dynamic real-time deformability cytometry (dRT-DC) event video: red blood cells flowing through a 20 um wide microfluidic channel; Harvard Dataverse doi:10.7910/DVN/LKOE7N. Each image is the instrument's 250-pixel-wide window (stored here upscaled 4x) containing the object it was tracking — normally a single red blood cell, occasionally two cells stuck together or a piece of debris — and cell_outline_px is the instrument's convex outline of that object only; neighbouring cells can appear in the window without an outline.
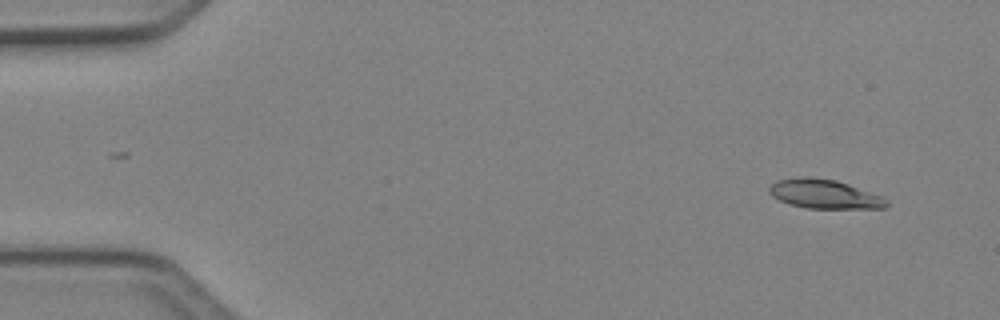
{"species": "Egyptian fruit bat (a non-hibernating species)", "species_latin": "Rousettus aegyptiacus", "temperature_condition": "cold", "stored_images_in_passage": 5, "camera_frame_rate_fps": 3000, "um_per_image_px": 0.085, "animal": {"sex": "female"}, "frame": {"image": 1, "passage_image": 1, "time_ms": 0.0, "image_size_px": [1000, 320], "cell_outline_px": [[888, 204], [884, 208], [808, 208], [788, 204], [772, 196], [768, 192], [768, 188], [776, 180], [804, 176], [808, 176], [836, 180], [884, 196], [888, 200]], "centroid_in_image_um": [70.07, 16.49], "position_along_channel_um": 14.9, "area_um2": 20.0}}
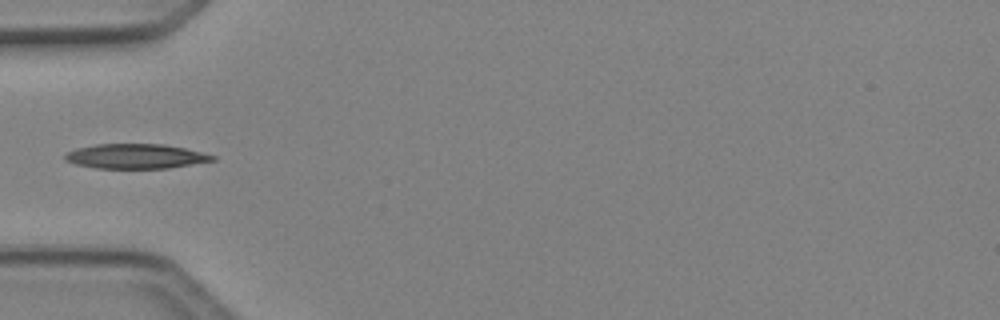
{"frame": {"image": 2, "passage_image": 4, "time_ms": 1.0, "image_size_px": [1000, 320], "cell_outline_px": [[216, 160], [168, 168], [96, 168], [76, 164], [64, 160], [64, 156], [68, 152], [76, 148], [96, 144], [164, 144], [184, 148], [216, 156]], "centroid_in_image_um": [11.52, 13.28], "position_along_channel_um": 73.5, "area_um2": 21.1}}
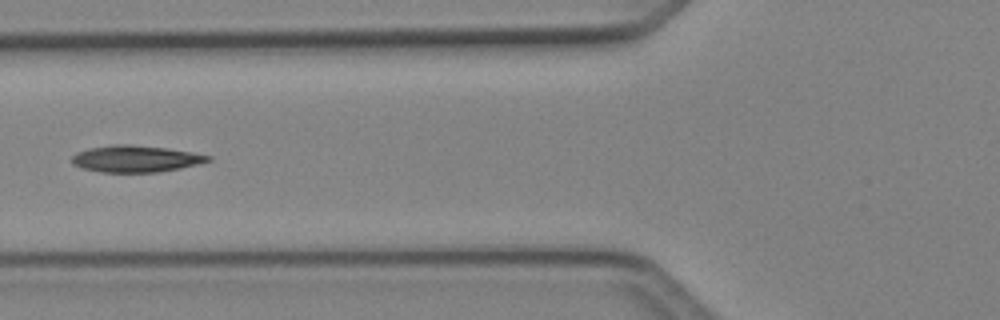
{"frame": {"image": 3, "passage_image": 5, "time_ms": 1.333, "image_size_px": [1000, 320], "cell_outline_px": [[212, 160], [180, 168], [160, 172], [100, 172], [80, 168], [72, 164], [72, 156], [76, 152], [88, 148], [112, 144], [132, 144], [168, 148], [212, 156]], "centroid_in_image_um": [11.49, 13.49], "position_along_channel_um": 114.3, "area_um2": 21.33}}